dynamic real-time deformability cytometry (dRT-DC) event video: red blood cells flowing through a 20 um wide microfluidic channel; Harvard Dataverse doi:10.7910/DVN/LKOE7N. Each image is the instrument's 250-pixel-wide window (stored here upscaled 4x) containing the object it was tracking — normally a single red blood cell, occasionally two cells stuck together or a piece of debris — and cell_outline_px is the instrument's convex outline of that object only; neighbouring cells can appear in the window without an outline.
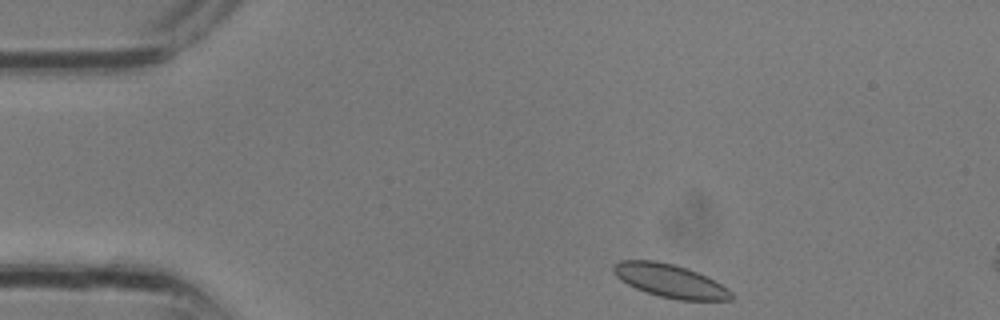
{"species": "common noctule bat (a hibernating species)", "species_latin": "Nyctalus noctula", "temperature_condition": "room temperature", "stored_images_in_passage": 5, "camera_frame_rate_fps": 3000, "um_per_image_px": 0.085, "animal": {"sex": "male", "body_mass_g": 13.3}, "frame": {"image": 1, "passage_image": 1, "time_ms": 0.0, "image_size_px": [1000, 320], "cell_outline_px": [[732, 300], [676, 300], [660, 296], [636, 288], [620, 280], [612, 272], [612, 264], [620, 260], [656, 260], [688, 268], [728, 288], [732, 292]], "centroid_in_image_um": [56.91, 23.86], "position_along_channel_um": 28.1, "area_um2": 22.72}}